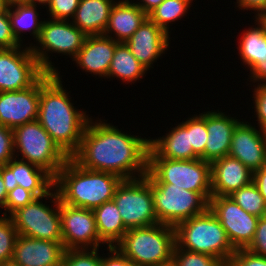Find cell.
I'll return each instance as SVG.
<instances>
[{"label":"cell","instance_id":"cell-5","mask_svg":"<svg viewBox=\"0 0 266 266\" xmlns=\"http://www.w3.org/2000/svg\"><path fill=\"white\" fill-rule=\"evenodd\" d=\"M174 228L177 248L208 254L227 264L235 252L225 229L209 208L178 223Z\"/></svg>","mask_w":266,"mask_h":266},{"label":"cell","instance_id":"cell-31","mask_svg":"<svg viewBox=\"0 0 266 266\" xmlns=\"http://www.w3.org/2000/svg\"><path fill=\"white\" fill-rule=\"evenodd\" d=\"M229 197L247 213L259 218L266 216V202L253 181L234 191Z\"/></svg>","mask_w":266,"mask_h":266},{"label":"cell","instance_id":"cell-32","mask_svg":"<svg viewBox=\"0 0 266 266\" xmlns=\"http://www.w3.org/2000/svg\"><path fill=\"white\" fill-rule=\"evenodd\" d=\"M172 264L174 266H228V264L220 258L188 251L177 248L176 246L173 249Z\"/></svg>","mask_w":266,"mask_h":266},{"label":"cell","instance_id":"cell-40","mask_svg":"<svg viewBox=\"0 0 266 266\" xmlns=\"http://www.w3.org/2000/svg\"><path fill=\"white\" fill-rule=\"evenodd\" d=\"M228 266H266V257L251 253L247 249L235 250Z\"/></svg>","mask_w":266,"mask_h":266},{"label":"cell","instance_id":"cell-50","mask_svg":"<svg viewBox=\"0 0 266 266\" xmlns=\"http://www.w3.org/2000/svg\"><path fill=\"white\" fill-rule=\"evenodd\" d=\"M6 2V4L11 7L14 5H19V4H23V3H28V0H4Z\"/></svg>","mask_w":266,"mask_h":266},{"label":"cell","instance_id":"cell-7","mask_svg":"<svg viewBox=\"0 0 266 266\" xmlns=\"http://www.w3.org/2000/svg\"><path fill=\"white\" fill-rule=\"evenodd\" d=\"M146 176L152 183L174 184L176 187L198 192L208 202L212 196L211 164L201 158L193 160L148 158Z\"/></svg>","mask_w":266,"mask_h":266},{"label":"cell","instance_id":"cell-6","mask_svg":"<svg viewBox=\"0 0 266 266\" xmlns=\"http://www.w3.org/2000/svg\"><path fill=\"white\" fill-rule=\"evenodd\" d=\"M15 158L43 168L53 178L69 157L35 120L13 129Z\"/></svg>","mask_w":266,"mask_h":266},{"label":"cell","instance_id":"cell-24","mask_svg":"<svg viewBox=\"0 0 266 266\" xmlns=\"http://www.w3.org/2000/svg\"><path fill=\"white\" fill-rule=\"evenodd\" d=\"M10 184L31 191L36 197L46 195L54 186V178L34 164L14 158L4 167Z\"/></svg>","mask_w":266,"mask_h":266},{"label":"cell","instance_id":"cell-27","mask_svg":"<svg viewBox=\"0 0 266 266\" xmlns=\"http://www.w3.org/2000/svg\"><path fill=\"white\" fill-rule=\"evenodd\" d=\"M255 26L244 30L239 39L238 52L243 65L246 66L250 72L259 64L266 61V29L264 25L258 20H254ZM257 26V27H256Z\"/></svg>","mask_w":266,"mask_h":266},{"label":"cell","instance_id":"cell-33","mask_svg":"<svg viewBox=\"0 0 266 266\" xmlns=\"http://www.w3.org/2000/svg\"><path fill=\"white\" fill-rule=\"evenodd\" d=\"M18 232L10 216H0V265L11 262Z\"/></svg>","mask_w":266,"mask_h":266},{"label":"cell","instance_id":"cell-12","mask_svg":"<svg viewBox=\"0 0 266 266\" xmlns=\"http://www.w3.org/2000/svg\"><path fill=\"white\" fill-rule=\"evenodd\" d=\"M44 73L29 46L0 49V92L28 88Z\"/></svg>","mask_w":266,"mask_h":266},{"label":"cell","instance_id":"cell-15","mask_svg":"<svg viewBox=\"0 0 266 266\" xmlns=\"http://www.w3.org/2000/svg\"><path fill=\"white\" fill-rule=\"evenodd\" d=\"M40 78L30 87L0 92V125L10 129L37 120Z\"/></svg>","mask_w":266,"mask_h":266},{"label":"cell","instance_id":"cell-47","mask_svg":"<svg viewBox=\"0 0 266 266\" xmlns=\"http://www.w3.org/2000/svg\"><path fill=\"white\" fill-rule=\"evenodd\" d=\"M250 82H254L257 85L261 83H266V61L259 63L251 72H250ZM259 82V83H258Z\"/></svg>","mask_w":266,"mask_h":266},{"label":"cell","instance_id":"cell-22","mask_svg":"<svg viewBox=\"0 0 266 266\" xmlns=\"http://www.w3.org/2000/svg\"><path fill=\"white\" fill-rule=\"evenodd\" d=\"M158 138V139H157ZM149 139L148 158L199 159L190 145V118L171 128L164 136Z\"/></svg>","mask_w":266,"mask_h":266},{"label":"cell","instance_id":"cell-23","mask_svg":"<svg viewBox=\"0 0 266 266\" xmlns=\"http://www.w3.org/2000/svg\"><path fill=\"white\" fill-rule=\"evenodd\" d=\"M147 18L134 0H116L103 35L117 42H126Z\"/></svg>","mask_w":266,"mask_h":266},{"label":"cell","instance_id":"cell-34","mask_svg":"<svg viewBox=\"0 0 266 266\" xmlns=\"http://www.w3.org/2000/svg\"><path fill=\"white\" fill-rule=\"evenodd\" d=\"M205 112L190 117V145L194 153L205 161V145L207 141Z\"/></svg>","mask_w":266,"mask_h":266},{"label":"cell","instance_id":"cell-25","mask_svg":"<svg viewBox=\"0 0 266 266\" xmlns=\"http://www.w3.org/2000/svg\"><path fill=\"white\" fill-rule=\"evenodd\" d=\"M115 0H80L72 23L86 36L103 35Z\"/></svg>","mask_w":266,"mask_h":266},{"label":"cell","instance_id":"cell-4","mask_svg":"<svg viewBox=\"0 0 266 266\" xmlns=\"http://www.w3.org/2000/svg\"><path fill=\"white\" fill-rule=\"evenodd\" d=\"M175 228L166 224L131 228L116 247L135 266H165L172 263Z\"/></svg>","mask_w":266,"mask_h":266},{"label":"cell","instance_id":"cell-51","mask_svg":"<svg viewBox=\"0 0 266 266\" xmlns=\"http://www.w3.org/2000/svg\"><path fill=\"white\" fill-rule=\"evenodd\" d=\"M9 6L4 0H0V15L8 12Z\"/></svg>","mask_w":266,"mask_h":266},{"label":"cell","instance_id":"cell-29","mask_svg":"<svg viewBox=\"0 0 266 266\" xmlns=\"http://www.w3.org/2000/svg\"><path fill=\"white\" fill-rule=\"evenodd\" d=\"M37 7V5L23 3L11 6L8 9L14 36L21 45L23 43L22 33L25 31H30L29 33L35 39V42L39 38L43 21L39 19L40 15L36 9Z\"/></svg>","mask_w":266,"mask_h":266},{"label":"cell","instance_id":"cell-53","mask_svg":"<svg viewBox=\"0 0 266 266\" xmlns=\"http://www.w3.org/2000/svg\"><path fill=\"white\" fill-rule=\"evenodd\" d=\"M0 266H19L17 264H14L12 261L11 262H6L4 264H1Z\"/></svg>","mask_w":266,"mask_h":266},{"label":"cell","instance_id":"cell-48","mask_svg":"<svg viewBox=\"0 0 266 266\" xmlns=\"http://www.w3.org/2000/svg\"><path fill=\"white\" fill-rule=\"evenodd\" d=\"M164 0H140V2H134L137 4L143 12H145L147 15L155 9L157 6H159Z\"/></svg>","mask_w":266,"mask_h":266},{"label":"cell","instance_id":"cell-44","mask_svg":"<svg viewBox=\"0 0 266 266\" xmlns=\"http://www.w3.org/2000/svg\"><path fill=\"white\" fill-rule=\"evenodd\" d=\"M241 10L254 11L255 18L259 19L266 12V0H236ZM256 12V13H255Z\"/></svg>","mask_w":266,"mask_h":266},{"label":"cell","instance_id":"cell-37","mask_svg":"<svg viewBox=\"0 0 266 266\" xmlns=\"http://www.w3.org/2000/svg\"><path fill=\"white\" fill-rule=\"evenodd\" d=\"M80 0H51L46 8L50 19L72 20L79 6Z\"/></svg>","mask_w":266,"mask_h":266},{"label":"cell","instance_id":"cell-38","mask_svg":"<svg viewBox=\"0 0 266 266\" xmlns=\"http://www.w3.org/2000/svg\"><path fill=\"white\" fill-rule=\"evenodd\" d=\"M253 89V105L255 117H257L258 126L260 129L266 131V83L258 84Z\"/></svg>","mask_w":266,"mask_h":266},{"label":"cell","instance_id":"cell-26","mask_svg":"<svg viewBox=\"0 0 266 266\" xmlns=\"http://www.w3.org/2000/svg\"><path fill=\"white\" fill-rule=\"evenodd\" d=\"M93 211L100 240L106 247L116 246L128 231L116 203L114 200L107 201Z\"/></svg>","mask_w":266,"mask_h":266},{"label":"cell","instance_id":"cell-46","mask_svg":"<svg viewBox=\"0 0 266 266\" xmlns=\"http://www.w3.org/2000/svg\"><path fill=\"white\" fill-rule=\"evenodd\" d=\"M253 182L258 187L260 194L266 202V164L253 172Z\"/></svg>","mask_w":266,"mask_h":266},{"label":"cell","instance_id":"cell-3","mask_svg":"<svg viewBox=\"0 0 266 266\" xmlns=\"http://www.w3.org/2000/svg\"><path fill=\"white\" fill-rule=\"evenodd\" d=\"M123 179L110 172L93 171L78 165L71 157L54 177L61 203L94 210L113 200Z\"/></svg>","mask_w":266,"mask_h":266},{"label":"cell","instance_id":"cell-17","mask_svg":"<svg viewBox=\"0 0 266 266\" xmlns=\"http://www.w3.org/2000/svg\"><path fill=\"white\" fill-rule=\"evenodd\" d=\"M170 35L147 18L125 42L133 56L147 69L165 54Z\"/></svg>","mask_w":266,"mask_h":266},{"label":"cell","instance_id":"cell-52","mask_svg":"<svg viewBox=\"0 0 266 266\" xmlns=\"http://www.w3.org/2000/svg\"><path fill=\"white\" fill-rule=\"evenodd\" d=\"M266 29V12L258 19Z\"/></svg>","mask_w":266,"mask_h":266},{"label":"cell","instance_id":"cell-19","mask_svg":"<svg viewBox=\"0 0 266 266\" xmlns=\"http://www.w3.org/2000/svg\"><path fill=\"white\" fill-rule=\"evenodd\" d=\"M210 164L212 196H229L253 181V172L229 155Z\"/></svg>","mask_w":266,"mask_h":266},{"label":"cell","instance_id":"cell-36","mask_svg":"<svg viewBox=\"0 0 266 266\" xmlns=\"http://www.w3.org/2000/svg\"><path fill=\"white\" fill-rule=\"evenodd\" d=\"M36 196L29 190L19 186L10 184L8 197L5 206V212L2 213L3 216H10L18 208L26 206L31 203ZM9 213V215L7 214Z\"/></svg>","mask_w":266,"mask_h":266},{"label":"cell","instance_id":"cell-20","mask_svg":"<svg viewBox=\"0 0 266 266\" xmlns=\"http://www.w3.org/2000/svg\"><path fill=\"white\" fill-rule=\"evenodd\" d=\"M118 43L105 35L87 36L82 48L72 61H75L76 66L85 72L98 75L99 78H107Z\"/></svg>","mask_w":266,"mask_h":266},{"label":"cell","instance_id":"cell-21","mask_svg":"<svg viewBox=\"0 0 266 266\" xmlns=\"http://www.w3.org/2000/svg\"><path fill=\"white\" fill-rule=\"evenodd\" d=\"M240 120L219 110L205 112L208 133L205 145V161L211 163L219 158L228 156L232 135L236 126L241 122Z\"/></svg>","mask_w":266,"mask_h":266},{"label":"cell","instance_id":"cell-8","mask_svg":"<svg viewBox=\"0 0 266 266\" xmlns=\"http://www.w3.org/2000/svg\"><path fill=\"white\" fill-rule=\"evenodd\" d=\"M43 199L45 202L50 199L54 204L50 207L43 203ZM60 202L53 187L46 195L36 197L31 203L14 211L10 217L18 235L62 243Z\"/></svg>","mask_w":266,"mask_h":266},{"label":"cell","instance_id":"cell-14","mask_svg":"<svg viewBox=\"0 0 266 266\" xmlns=\"http://www.w3.org/2000/svg\"><path fill=\"white\" fill-rule=\"evenodd\" d=\"M62 243L68 249H97L100 240L94 211L60 202Z\"/></svg>","mask_w":266,"mask_h":266},{"label":"cell","instance_id":"cell-9","mask_svg":"<svg viewBox=\"0 0 266 266\" xmlns=\"http://www.w3.org/2000/svg\"><path fill=\"white\" fill-rule=\"evenodd\" d=\"M86 37L71 20L48 18V20H43L41 32L36 41L37 45L31 43L29 47L46 73L60 74L57 67L52 65L49 54L54 52L74 59L82 48Z\"/></svg>","mask_w":266,"mask_h":266},{"label":"cell","instance_id":"cell-43","mask_svg":"<svg viewBox=\"0 0 266 266\" xmlns=\"http://www.w3.org/2000/svg\"><path fill=\"white\" fill-rule=\"evenodd\" d=\"M108 257L102 256V266H135L116 246L107 247Z\"/></svg>","mask_w":266,"mask_h":266},{"label":"cell","instance_id":"cell-11","mask_svg":"<svg viewBox=\"0 0 266 266\" xmlns=\"http://www.w3.org/2000/svg\"><path fill=\"white\" fill-rule=\"evenodd\" d=\"M113 200L127 229L159 223L154 209L151 181L146 175L123 179L116 188Z\"/></svg>","mask_w":266,"mask_h":266},{"label":"cell","instance_id":"cell-1","mask_svg":"<svg viewBox=\"0 0 266 266\" xmlns=\"http://www.w3.org/2000/svg\"><path fill=\"white\" fill-rule=\"evenodd\" d=\"M106 122L89 119L80 146L71 158L85 169L110 172L122 179L145 176L149 139L122 132Z\"/></svg>","mask_w":266,"mask_h":266},{"label":"cell","instance_id":"cell-42","mask_svg":"<svg viewBox=\"0 0 266 266\" xmlns=\"http://www.w3.org/2000/svg\"><path fill=\"white\" fill-rule=\"evenodd\" d=\"M21 44L14 36L8 12L0 15V48H15Z\"/></svg>","mask_w":266,"mask_h":266},{"label":"cell","instance_id":"cell-39","mask_svg":"<svg viewBox=\"0 0 266 266\" xmlns=\"http://www.w3.org/2000/svg\"><path fill=\"white\" fill-rule=\"evenodd\" d=\"M15 158L13 130L0 125V167Z\"/></svg>","mask_w":266,"mask_h":266},{"label":"cell","instance_id":"cell-13","mask_svg":"<svg viewBox=\"0 0 266 266\" xmlns=\"http://www.w3.org/2000/svg\"><path fill=\"white\" fill-rule=\"evenodd\" d=\"M209 209L220 221L235 250L250 245L259 217L247 213L229 196H211Z\"/></svg>","mask_w":266,"mask_h":266},{"label":"cell","instance_id":"cell-41","mask_svg":"<svg viewBox=\"0 0 266 266\" xmlns=\"http://www.w3.org/2000/svg\"><path fill=\"white\" fill-rule=\"evenodd\" d=\"M246 249L251 253L266 257V216L259 218L254 238Z\"/></svg>","mask_w":266,"mask_h":266},{"label":"cell","instance_id":"cell-2","mask_svg":"<svg viewBox=\"0 0 266 266\" xmlns=\"http://www.w3.org/2000/svg\"><path fill=\"white\" fill-rule=\"evenodd\" d=\"M60 77V74L46 72L40 77L37 121L59 148L71 157L78 150L83 132L91 117L86 114V111L73 106L70 92L64 89L62 77Z\"/></svg>","mask_w":266,"mask_h":266},{"label":"cell","instance_id":"cell-35","mask_svg":"<svg viewBox=\"0 0 266 266\" xmlns=\"http://www.w3.org/2000/svg\"><path fill=\"white\" fill-rule=\"evenodd\" d=\"M97 249H68L61 266H102V256Z\"/></svg>","mask_w":266,"mask_h":266},{"label":"cell","instance_id":"cell-18","mask_svg":"<svg viewBox=\"0 0 266 266\" xmlns=\"http://www.w3.org/2000/svg\"><path fill=\"white\" fill-rule=\"evenodd\" d=\"M63 243L18 235L12 262L19 266H61Z\"/></svg>","mask_w":266,"mask_h":266},{"label":"cell","instance_id":"cell-10","mask_svg":"<svg viewBox=\"0 0 266 266\" xmlns=\"http://www.w3.org/2000/svg\"><path fill=\"white\" fill-rule=\"evenodd\" d=\"M151 193L160 224L175 227L209 208V202L200 193L176 187L174 184L151 182Z\"/></svg>","mask_w":266,"mask_h":266},{"label":"cell","instance_id":"cell-16","mask_svg":"<svg viewBox=\"0 0 266 266\" xmlns=\"http://www.w3.org/2000/svg\"><path fill=\"white\" fill-rule=\"evenodd\" d=\"M255 127L242 119L233 132L228 153L252 172L266 164V131Z\"/></svg>","mask_w":266,"mask_h":266},{"label":"cell","instance_id":"cell-30","mask_svg":"<svg viewBox=\"0 0 266 266\" xmlns=\"http://www.w3.org/2000/svg\"><path fill=\"white\" fill-rule=\"evenodd\" d=\"M192 2L193 0H164L148 14V18L170 35L171 22L186 16Z\"/></svg>","mask_w":266,"mask_h":266},{"label":"cell","instance_id":"cell-28","mask_svg":"<svg viewBox=\"0 0 266 266\" xmlns=\"http://www.w3.org/2000/svg\"><path fill=\"white\" fill-rule=\"evenodd\" d=\"M147 69L133 56L125 42L116 45L107 78H119L122 82L135 83L143 79ZM146 73V74H145Z\"/></svg>","mask_w":266,"mask_h":266},{"label":"cell","instance_id":"cell-45","mask_svg":"<svg viewBox=\"0 0 266 266\" xmlns=\"http://www.w3.org/2000/svg\"><path fill=\"white\" fill-rule=\"evenodd\" d=\"M10 182L3 167H0V208L5 210Z\"/></svg>","mask_w":266,"mask_h":266},{"label":"cell","instance_id":"cell-49","mask_svg":"<svg viewBox=\"0 0 266 266\" xmlns=\"http://www.w3.org/2000/svg\"><path fill=\"white\" fill-rule=\"evenodd\" d=\"M51 0H28V4L38 5V6H48Z\"/></svg>","mask_w":266,"mask_h":266}]
</instances>
